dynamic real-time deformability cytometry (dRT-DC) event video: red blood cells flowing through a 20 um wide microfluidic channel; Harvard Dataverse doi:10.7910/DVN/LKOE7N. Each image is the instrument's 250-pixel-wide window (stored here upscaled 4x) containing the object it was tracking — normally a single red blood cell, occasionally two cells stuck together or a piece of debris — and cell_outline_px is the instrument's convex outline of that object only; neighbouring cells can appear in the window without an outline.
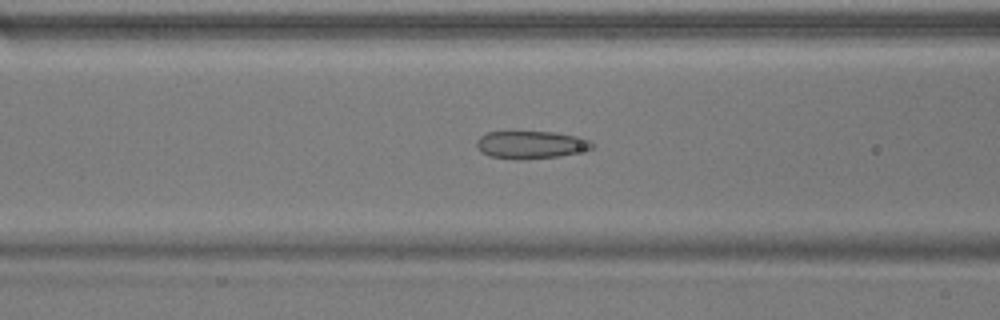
{"species": "common noctule bat (a hibernating species)", "species_latin": "Nyctalus noctula", "temperature_condition": "warm", "stored_images_in_passage": 53, "camera_frame_rate_fps": 3000, "um_per_image_px": 0.085, "animal": {"sex": "male", "body_mass_g": 17.9}, "frame": {"image": 1, "passage_image": 21, "time_ms": 6.667, "image_size_px": [1000, 320], "cell_outline_px": [[596, 144], [592, 148], [560, 156], [520, 160], [516, 160], [488, 156], [480, 152], [476, 148], [476, 140], [480, 136], [488, 132], [508, 128], [556, 132], [576, 136], [592, 140]], "centroid_in_image_um": [45.04, 12.25], "position_along_channel_um": 121.6, "area_um2": 19.83}}
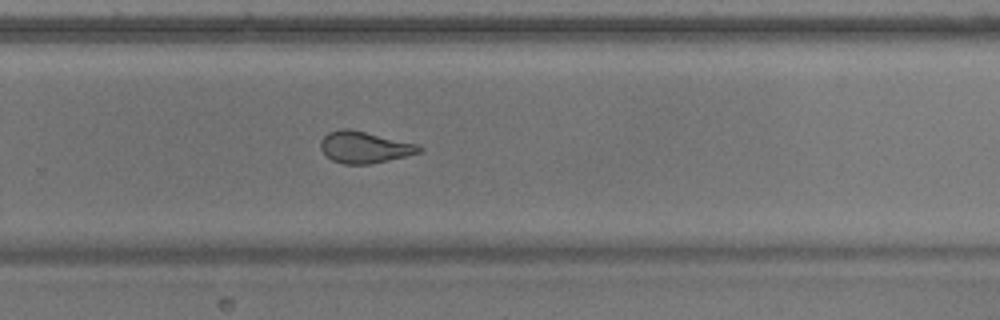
{"frame": {"image": 2, "passage_image": 35, "time_ms": 11.333, "image_size_px": [1000, 320], "cell_outline_px": [[424, 148], [420, 152], [388, 160], [368, 164], [344, 164], [332, 160], [320, 148], [320, 140], [328, 132], [340, 128], [348, 128], [416, 144]], "centroid_in_image_um": [30.93, 12.51], "position_along_channel_um": 298.9, "area_um2": 17.86}}
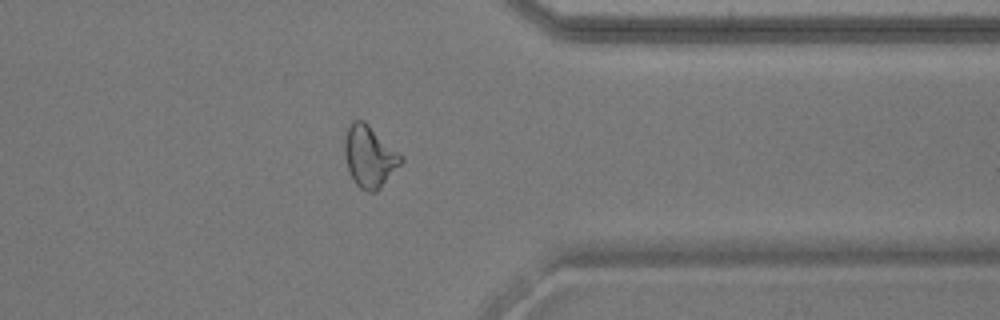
{"frame": {"image": 3, "passage_image": 42, "time_ms": 13.667, "image_size_px": [1000, 320], "cell_outline_px": [[404, 160], [380, 188], [376, 192], [368, 192], [360, 188], [352, 180], [344, 156], [344, 136], [348, 124], [352, 120], [364, 120]], "centroid_in_image_um": [31.34, 13.31], "position_along_channel_um": 380.1, "area_um2": 19.94}, "authors_computed_cell_mechanics": {"area_um2": 20.6924, "velocity_mm_per_s": 3.7965, "shape_relaxation_time_tau1_ms": null, "shape_relaxation_time_tau2_ms": 1.4576, "deformation_change_tau1": null, "deformation_change_tau2": 0.0691}}